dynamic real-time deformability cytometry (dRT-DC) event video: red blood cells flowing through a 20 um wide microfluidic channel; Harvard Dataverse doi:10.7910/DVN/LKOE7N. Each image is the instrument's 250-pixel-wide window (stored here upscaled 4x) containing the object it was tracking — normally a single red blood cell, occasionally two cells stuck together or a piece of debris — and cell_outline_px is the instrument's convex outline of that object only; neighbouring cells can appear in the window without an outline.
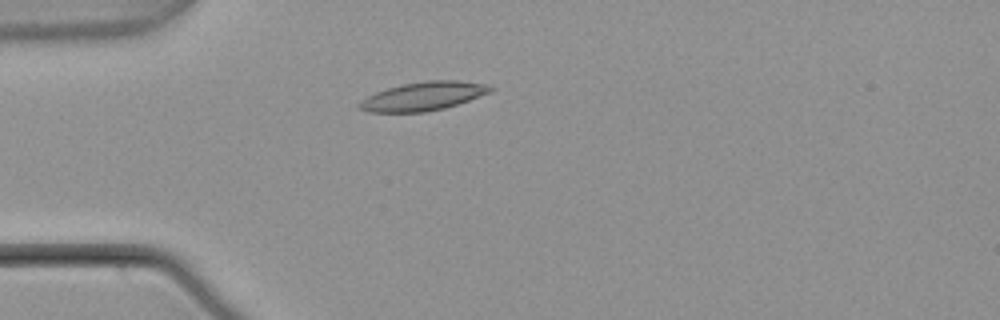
{"species": "common noctule bat (a hibernating species)", "species_latin": "Nyctalus noctula", "temperature_condition": "warm", "stored_images_in_passage": 4, "camera_frame_rate_fps": 3000, "um_per_image_px": 0.085, "animal": {"sex": "male", "body_mass_g": 21.5, "forearm_length_mm": 52.0}, "frame": {"image": 1, "passage_image": 4, "time_ms": 1.0, "image_size_px": [1000, 320], "cell_outline_px": [[496, 88], [492, 92], [444, 108], [424, 112], [368, 112], [356, 108], [356, 104], [360, 100], [376, 92], [400, 84], [428, 80], [456, 80], [488, 84]], "centroid_in_image_um": [35.96, 8.17], "position_along_channel_um": 49.0, "area_um2": 22.02}}